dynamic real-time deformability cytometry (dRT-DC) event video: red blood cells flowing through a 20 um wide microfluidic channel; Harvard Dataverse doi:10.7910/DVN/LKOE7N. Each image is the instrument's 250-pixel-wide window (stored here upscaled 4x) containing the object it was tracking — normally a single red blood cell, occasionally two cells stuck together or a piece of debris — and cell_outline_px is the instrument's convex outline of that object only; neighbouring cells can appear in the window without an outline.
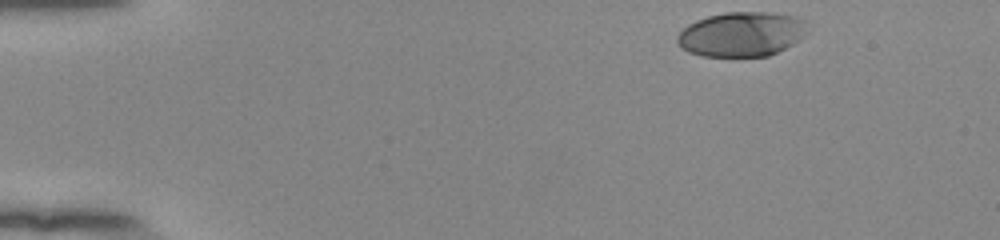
{"species": "human", "species_latin": "Homo sapiens", "temperature_condition": "room temperature", "stored_images_in_passage": 42, "camera_frame_rate_fps": 3000, "um_per_image_px": 0.085, "donor": {"sex": "female"}, "frame": {"image": 1, "passage_image": 1, "time_ms": 0.0, "image_size_px": [1000, 240], "cell_outline_px": [[812, 24], [808, 32], [800, 40], [768, 56], [704, 56], [688, 52], [680, 48], [676, 44], [676, 36], [688, 24], [696, 20], [708, 16], [724, 12], [772, 12], [796, 16]], "centroid_in_image_um": [63.07, 2.89], "position_along_channel_um": 21.9, "area_um2": 34.39}}
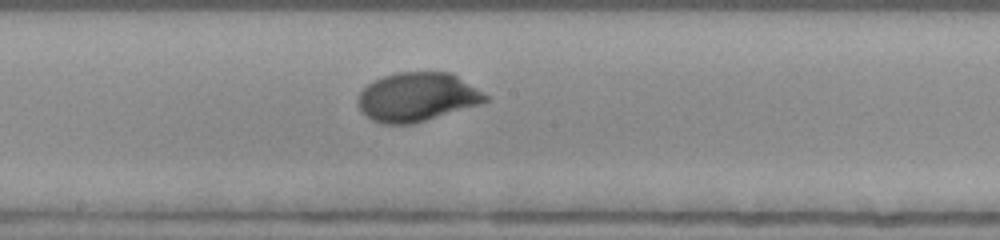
{"frame": {"image": 2, "passage_image": 24, "time_ms": 7.667, "image_size_px": [1000, 240], "cell_outline_px": [[488, 100], [480, 104], [412, 124], [380, 124], [372, 120], [360, 112], [356, 104], [356, 100], [360, 92], [372, 80], [396, 72], [452, 72], [488, 96]], "centroid_in_image_um": [35.39, 8.25], "position_along_channel_um": 212.8, "area_um2": 36.41}}
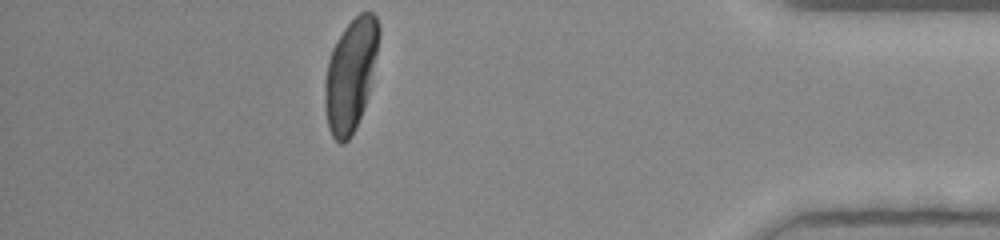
{"frame": {"image": 3, "passage_image": 42, "time_ms": 13.667, "image_size_px": [1000, 240], "cell_outline_px": [[380, 36], [368, 92], [356, 128], [352, 136], [344, 144], [340, 144], [332, 136], [328, 128], [324, 108], [324, 84], [328, 64], [332, 48], [336, 40], [344, 28], [360, 12], [372, 12], [376, 16], [380, 28]], "centroid_in_image_um": [29.78, 6.37], "position_along_channel_um": 405.4, "area_um2": 35.08}, "authors_computed_cell_mechanics": {"area_um2": 35.6048, "velocity_mm_per_s": 3.8616, "shape_relaxation_time_tau1_ms": 2.4645, "shape_relaxation_time_tau2_ms": null, "deformation_change_tau1": 0.1546, "deformation_change_tau2": null}}